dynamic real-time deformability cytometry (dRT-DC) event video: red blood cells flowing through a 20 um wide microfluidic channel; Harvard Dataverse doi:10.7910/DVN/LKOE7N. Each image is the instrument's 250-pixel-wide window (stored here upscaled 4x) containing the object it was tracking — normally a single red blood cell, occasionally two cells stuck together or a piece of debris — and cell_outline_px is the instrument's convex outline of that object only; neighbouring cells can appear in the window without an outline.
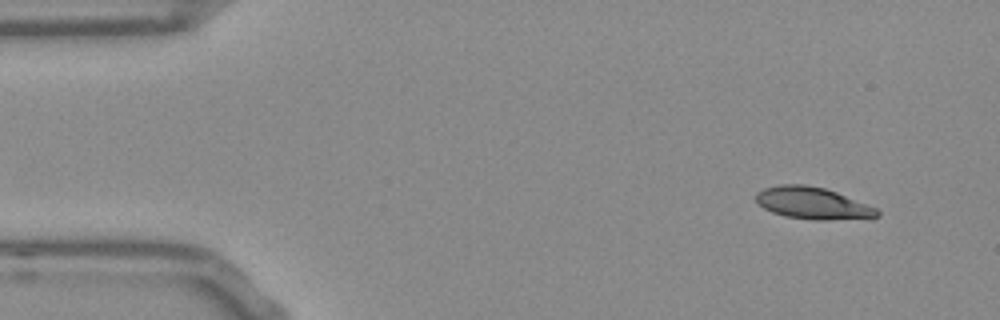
{"species": "Egyptian fruit bat (a non-hibernating species)", "species_latin": "Rousettus aegyptiacus", "temperature_condition": "room temperature", "stored_images_in_passage": 49, "camera_frame_rate_fps": 3000, "um_per_image_px": 0.085, "frame": {"image": 1, "passage_image": 1, "time_ms": 0.0, "image_size_px": [1000, 320], "cell_outline_px": [[880, 216], [828, 220], [816, 220], [784, 216], [772, 212], [756, 204], [756, 192], [764, 188], [780, 184], [804, 184], [824, 188], [836, 192], [876, 208], [880, 212]], "centroid_in_image_um": [69.01, 17.26], "position_along_channel_um": 16.0, "area_um2": 22.37}}
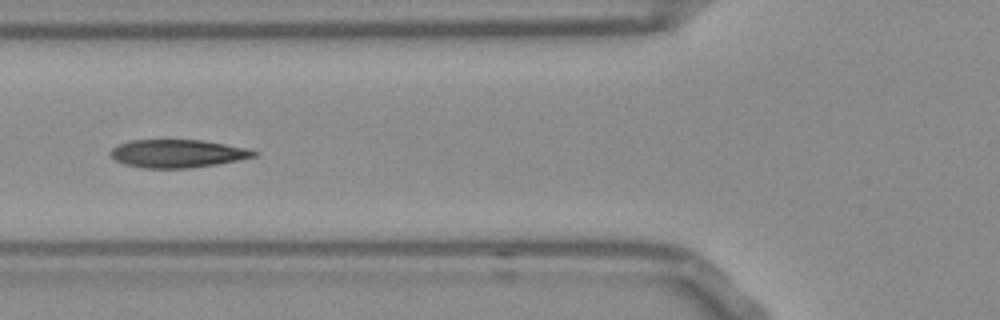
{"frame": {"image": 2, "passage_image": 16, "time_ms": 5.0, "image_size_px": [1000, 320], "cell_outline_px": [[260, 152], [256, 156], [216, 164], [188, 168], [144, 168], [124, 164], [116, 160], [108, 152], [112, 148], [120, 144], [132, 140], [200, 140], [252, 148]], "centroid_in_image_um": [15.13, 13.05], "position_along_channel_um": 110.7, "area_um2": 23.41}}
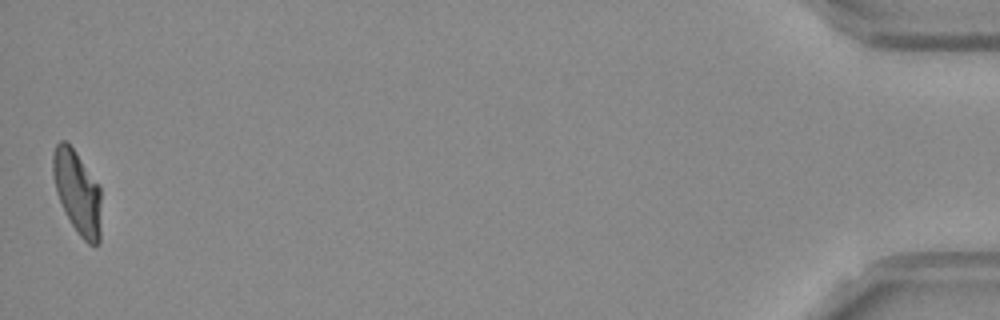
{"frame": {"image": 3, "passage_image": 49, "time_ms": 16.0, "image_size_px": [1000, 320], "cell_outline_px": [[100, 240], [96, 244], [88, 244], [76, 232], [64, 212], [56, 192], [52, 172], [52, 156], [56, 144], [60, 140], [64, 140], [76, 152], [100, 188]], "centroid_in_image_um": [6.55, 16.35], "position_along_channel_um": 428.7, "area_um2": 23.29}, "authors_computed_cell_mechanics": {"area_um2": 23.409, "velocity_mm_per_s": 3.7893, "shape_relaxation_time_tau1_ms": 6.254, "shape_relaxation_time_tau2_ms": 1.1617, "deformation_change_tau1": 0.2253, "deformation_change_tau2": 0.0669}}